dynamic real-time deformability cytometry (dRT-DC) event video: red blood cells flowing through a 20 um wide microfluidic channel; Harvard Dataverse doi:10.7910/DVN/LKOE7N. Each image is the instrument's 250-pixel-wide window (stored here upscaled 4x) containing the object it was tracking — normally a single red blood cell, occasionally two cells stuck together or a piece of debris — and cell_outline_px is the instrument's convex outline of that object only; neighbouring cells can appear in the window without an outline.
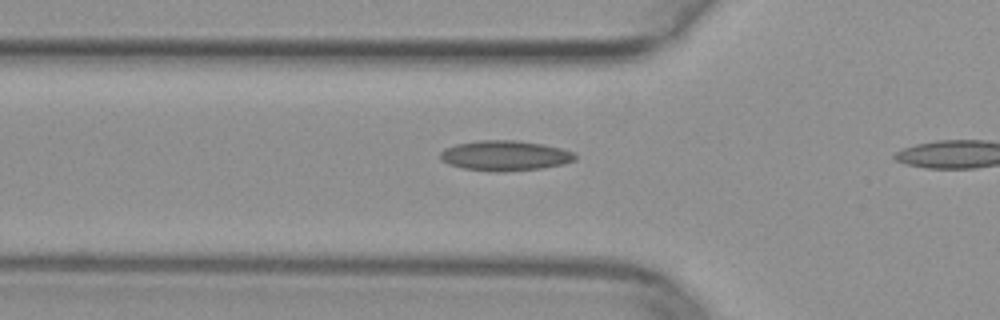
{"species": "common noctule bat (a hibernating species)", "species_latin": "Nyctalus noctula", "temperature_condition": "warm", "stored_images_in_passage": 9, "camera_frame_rate_fps": 3000, "um_per_image_px": 0.085, "animal": {"sex": "female", "body_mass_g": 29.2, "forearm_length_mm": 56.3}, "frame": {"image": 1, "passage_image": 8, "time_ms": 2.333, "image_size_px": [1000, 320], "cell_outline_px": [[576, 160], [564, 164], [540, 168], [504, 172], [496, 172], [464, 168], [448, 164], [440, 160], [440, 152], [444, 148], [456, 144], [480, 140], [516, 140], [544, 144], [560, 148], [572, 152], [576, 156]], "centroid_in_image_um": [42.91, 13.23], "position_along_channel_um": 82.9, "area_um2": 23.76}}